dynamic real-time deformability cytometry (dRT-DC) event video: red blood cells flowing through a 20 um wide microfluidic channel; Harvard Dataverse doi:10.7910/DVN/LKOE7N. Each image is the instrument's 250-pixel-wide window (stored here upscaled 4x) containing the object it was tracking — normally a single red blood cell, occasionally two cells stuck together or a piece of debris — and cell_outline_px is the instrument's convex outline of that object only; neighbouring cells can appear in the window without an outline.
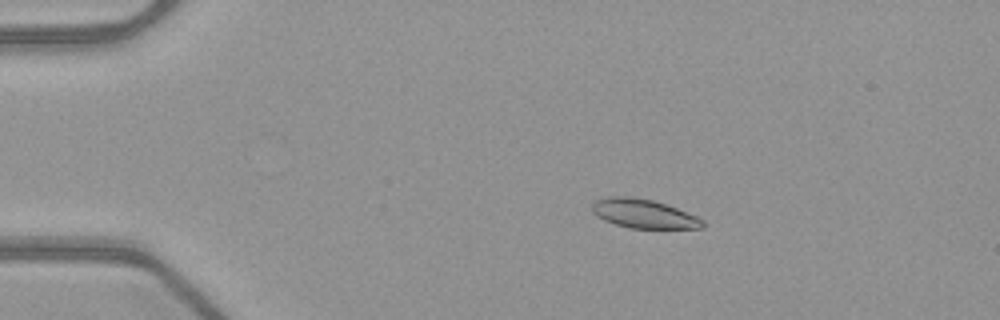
{"species": "common noctule bat (a hibernating species)", "species_latin": "Nyctalus noctula", "temperature_condition": "warm", "stored_images_in_passage": 41, "camera_frame_rate_fps": 3000, "um_per_image_px": 0.085, "animal": {"sex": "female", "body_mass_g": 21.9}, "frame": {"image": 1, "passage_image": 4, "time_ms": 1.0, "image_size_px": [1000, 320], "cell_outline_px": [[704, 228], [632, 228], [616, 224], [604, 220], [596, 216], [592, 212], [592, 204], [596, 200], [608, 196], [632, 196], [652, 200], [676, 208], [696, 216], [704, 220]], "centroid_in_image_um": [54.68, 18.16], "position_along_channel_um": 30.3, "area_um2": 18.55}}
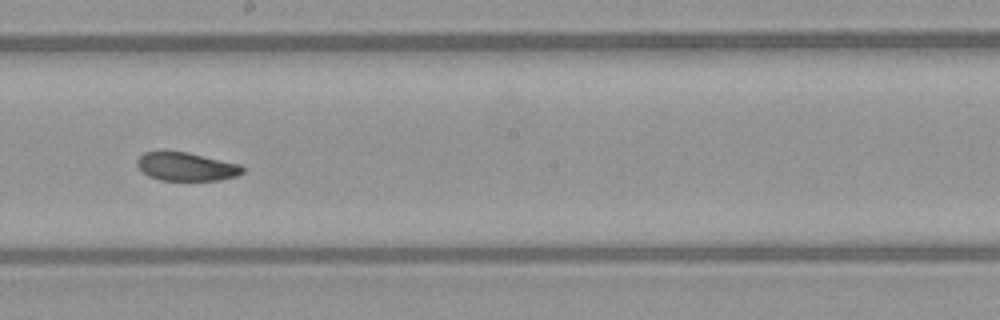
{"frame": {"image": 2, "passage_image": 24, "time_ms": 7.667, "image_size_px": [1000, 320], "cell_outline_px": [[244, 172], [236, 176], [220, 180], [160, 180], [148, 176], [136, 164], [136, 160], [144, 152], [188, 152], [240, 164], [244, 168]], "centroid_in_image_um": [15.85, 14.17], "position_along_channel_um": 232.3, "area_um2": 17.34}}
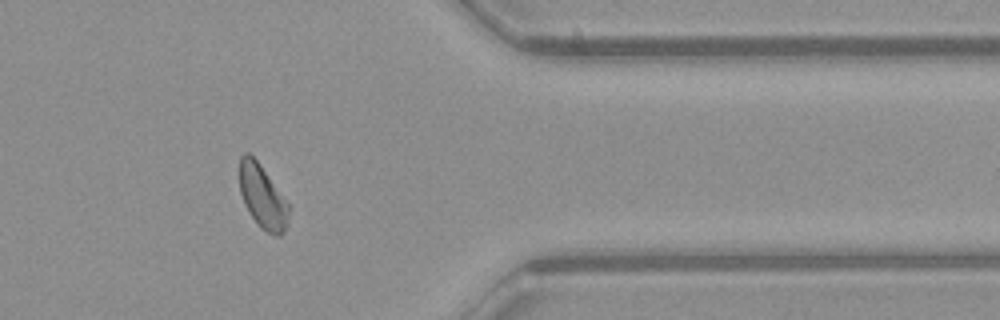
{"frame": {"image": 3, "passage_image": 37, "time_ms": 12.0, "image_size_px": [1000, 320], "cell_outline_px": [[288, 224], [284, 232], [280, 236], [276, 236], [260, 228], [248, 212], [244, 204], [240, 192], [240, 156], [244, 152], [248, 152], [260, 164], [288, 204]], "centroid_in_image_um": [22.29, 16.74], "position_along_channel_um": 389.1, "area_um2": 18.03}, "authors_computed_cell_mechanics": {"area_um2": 18.6694, "velocity_mm_per_s": 4.0036, "shape_relaxation_time_tau1_ms": 4.0664, "shape_relaxation_time_tau2_ms": 2.6016, "deformation_change_tau1": 0.1207, "deformation_change_tau2": 0.0786}}